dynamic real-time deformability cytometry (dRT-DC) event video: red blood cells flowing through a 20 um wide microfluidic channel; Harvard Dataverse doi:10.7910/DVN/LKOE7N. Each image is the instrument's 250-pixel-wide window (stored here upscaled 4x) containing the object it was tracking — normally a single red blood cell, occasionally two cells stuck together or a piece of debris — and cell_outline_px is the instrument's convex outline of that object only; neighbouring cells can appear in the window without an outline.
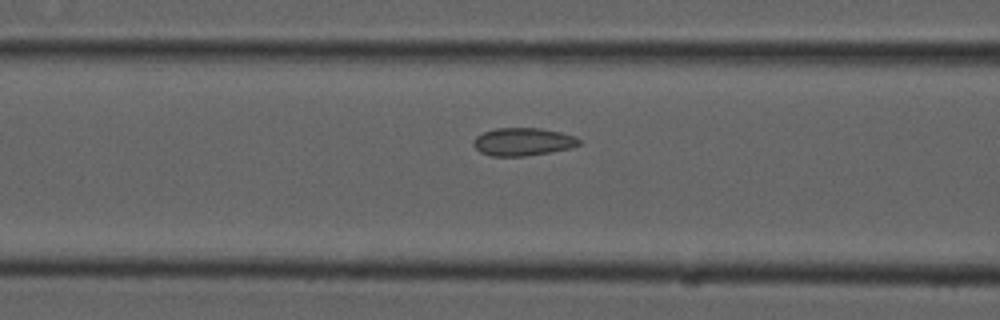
{"species": "common noctule bat (a hibernating species)", "species_latin": "Nyctalus noctula", "temperature_condition": "cold", "stored_images_in_passage": 18, "camera_frame_rate_fps": 3000, "um_per_image_px": 0.085, "animal": {"sex": "male", "forearm_length_mm": 52.5}, "frame": {"image": 1, "passage_image": 16, "time_ms": 5.0, "image_size_px": [1000, 320], "cell_outline_px": [[580, 144], [572, 148], [524, 156], [492, 156], [480, 152], [472, 144], [472, 140], [476, 136], [484, 132], [496, 128], [540, 128], [560, 132], [576, 136], [580, 140]], "centroid_in_image_um": [44.44, 12.04], "position_along_channel_um": 122.2, "area_um2": 17.17}}